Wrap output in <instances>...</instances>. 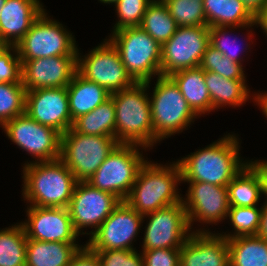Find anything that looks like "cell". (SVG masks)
<instances>
[{
	"mask_svg": "<svg viewBox=\"0 0 267 266\" xmlns=\"http://www.w3.org/2000/svg\"><path fill=\"white\" fill-rule=\"evenodd\" d=\"M239 139L236 134L228 133L205 148L177 160L182 182H206L227 187L249 164L239 156Z\"/></svg>",
	"mask_w": 267,
	"mask_h": 266,
	"instance_id": "cell-1",
	"label": "cell"
},
{
	"mask_svg": "<svg viewBox=\"0 0 267 266\" xmlns=\"http://www.w3.org/2000/svg\"><path fill=\"white\" fill-rule=\"evenodd\" d=\"M248 162L259 174L262 183V194L265 195L264 202H267V160H248Z\"/></svg>",
	"mask_w": 267,
	"mask_h": 266,
	"instance_id": "cell-42",
	"label": "cell"
},
{
	"mask_svg": "<svg viewBox=\"0 0 267 266\" xmlns=\"http://www.w3.org/2000/svg\"><path fill=\"white\" fill-rule=\"evenodd\" d=\"M22 196L29 206L67 208L77 181L60 160L25 162Z\"/></svg>",
	"mask_w": 267,
	"mask_h": 266,
	"instance_id": "cell-3",
	"label": "cell"
},
{
	"mask_svg": "<svg viewBox=\"0 0 267 266\" xmlns=\"http://www.w3.org/2000/svg\"><path fill=\"white\" fill-rule=\"evenodd\" d=\"M27 219L21 224L27 239L43 242L78 243L67 208L27 206Z\"/></svg>",
	"mask_w": 267,
	"mask_h": 266,
	"instance_id": "cell-17",
	"label": "cell"
},
{
	"mask_svg": "<svg viewBox=\"0 0 267 266\" xmlns=\"http://www.w3.org/2000/svg\"><path fill=\"white\" fill-rule=\"evenodd\" d=\"M209 45L208 26L178 27L161 47L160 76L199 67Z\"/></svg>",
	"mask_w": 267,
	"mask_h": 266,
	"instance_id": "cell-12",
	"label": "cell"
},
{
	"mask_svg": "<svg viewBox=\"0 0 267 266\" xmlns=\"http://www.w3.org/2000/svg\"><path fill=\"white\" fill-rule=\"evenodd\" d=\"M141 252L144 266H177L180 262V249H152Z\"/></svg>",
	"mask_w": 267,
	"mask_h": 266,
	"instance_id": "cell-40",
	"label": "cell"
},
{
	"mask_svg": "<svg viewBox=\"0 0 267 266\" xmlns=\"http://www.w3.org/2000/svg\"><path fill=\"white\" fill-rule=\"evenodd\" d=\"M120 202L113 194L96 189L87 182H77L67 207L74 230L79 235L90 236ZM87 227L93 229L89 233L83 232Z\"/></svg>",
	"mask_w": 267,
	"mask_h": 266,
	"instance_id": "cell-15",
	"label": "cell"
},
{
	"mask_svg": "<svg viewBox=\"0 0 267 266\" xmlns=\"http://www.w3.org/2000/svg\"><path fill=\"white\" fill-rule=\"evenodd\" d=\"M107 39L115 46L127 72L136 82L160 76L162 46L141 27L111 32Z\"/></svg>",
	"mask_w": 267,
	"mask_h": 266,
	"instance_id": "cell-5",
	"label": "cell"
},
{
	"mask_svg": "<svg viewBox=\"0 0 267 266\" xmlns=\"http://www.w3.org/2000/svg\"><path fill=\"white\" fill-rule=\"evenodd\" d=\"M82 246L78 243L27 239L25 266H68Z\"/></svg>",
	"mask_w": 267,
	"mask_h": 266,
	"instance_id": "cell-26",
	"label": "cell"
},
{
	"mask_svg": "<svg viewBox=\"0 0 267 266\" xmlns=\"http://www.w3.org/2000/svg\"><path fill=\"white\" fill-rule=\"evenodd\" d=\"M25 113L36 122L51 127L62 135L73 124L67 87L26 91Z\"/></svg>",
	"mask_w": 267,
	"mask_h": 266,
	"instance_id": "cell-18",
	"label": "cell"
},
{
	"mask_svg": "<svg viewBox=\"0 0 267 266\" xmlns=\"http://www.w3.org/2000/svg\"><path fill=\"white\" fill-rule=\"evenodd\" d=\"M247 80L226 79L215 72L205 71V84L211 98V111L221 107H240L251 98Z\"/></svg>",
	"mask_w": 267,
	"mask_h": 266,
	"instance_id": "cell-24",
	"label": "cell"
},
{
	"mask_svg": "<svg viewBox=\"0 0 267 266\" xmlns=\"http://www.w3.org/2000/svg\"><path fill=\"white\" fill-rule=\"evenodd\" d=\"M261 27L267 36V4L255 15V26Z\"/></svg>",
	"mask_w": 267,
	"mask_h": 266,
	"instance_id": "cell-43",
	"label": "cell"
},
{
	"mask_svg": "<svg viewBox=\"0 0 267 266\" xmlns=\"http://www.w3.org/2000/svg\"><path fill=\"white\" fill-rule=\"evenodd\" d=\"M200 68L215 72L226 79L246 80L243 64L234 62L209 45L201 59Z\"/></svg>",
	"mask_w": 267,
	"mask_h": 266,
	"instance_id": "cell-35",
	"label": "cell"
},
{
	"mask_svg": "<svg viewBox=\"0 0 267 266\" xmlns=\"http://www.w3.org/2000/svg\"><path fill=\"white\" fill-rule=\"evenodd\" d=\"M230 266H267V240L257 235L227 239Z\"/></svg>",
	"mask_w": 267,
	"mask_h": 266,
	"instance_id": "cell-28",
	"label": "cell"
},
{
	"mask_svg": "<svg viewBox=\"0 0 267 266\" xmlns=\"http://www.w3.org/2000/svg\"><path fill=\"white\" fill-rule=\"evenodd\" d=\"M146 218L142 251L180 249L193 232L183 202L143 215Z\"/></svg>",
	"mask_w": 267,
	"mask_h": 266,
	"instance_id": "cell-13",
	"label": "cell"
},
{
	"mask_svg": "<svg viewBox=\"0 0 267 266\" xmlns=\"http://www.w3.org/2000/svg\"><path fill=\"white\" fill-rule=\"evenodd\" d=\"M189 184L182 202L187 213L190 229L194 222L219 224L227 219L230 208L228 188L206 182H186Z\"/></svg>",
	"mask_w": 267,
	"mask_h": 266,
	"instance_id": "cell-16",
	"label": "cell"
},
{
	"mask_svg": "<svg viewBox=\"0 0 267 266\" xmlns=\"http://www.w3.org/2000/svg\"><path fill=\"white\" fill-rule=\"evenodd\" d=\"M0 82H21V61L15 46L0 44Z\"/></svg>",
	"mask_w": 267,
	"mask_h": 266,
	"instance_id": "cell-38",
	"label": "cell"
},
{
	"mask_svg": "<svg viewBox=\"0 0 267 266\" xmlns=\"http://www.w3.org/2000/svg\"><path fill=\"white\" fill-rule=\"evenodd\" d=\"M100 1V3H104V4H114L115 2H117L118 0H98Z\"/></svg>",
	"mask_w": 267,
	"mask_h": 266,
	"instance_id": "cell-47",
	"label": "cell"
},
{
	"mask_svg": "<svg viewBox=\"0 0 267 266\" xmlns=\"http://www.w3.org/2000/svg\"><path fill=\"white\" fill-rule=\"evenodd\" d=\"M267 92V91H266ZM264 91V93H256L254 95H252V99L254 100V102L256 103V105H259V108L262 110L264 116L267 118V93Z\"/></svg>",
	"mask_w": 267,
	"mask_h": 266,
	"instance_id": "cell-46",
	"label": "cell"
},
{
	"mask_svg": "<svg viewBox=\"0 0 267 266\" xmlns=\"http://www.w3.org/2000/svg\"><path fill=\"white\" fill-rule=\"evenodd\" d=\"M75 132L85 135L115 137V107L111 98L91 112L73 121Z\"/></svg>",
	"mask_w": 267,
	"mask_h": 266,
	"instance_id": "cell-29",
	"label": "cell"
},
{
	"mask_svg": "<svg viewBox=\"0 0 267 266\" xmlns=\"http://www.w3.org/2000/svg\"><path fill=\"white\" fill-rule=\"evenodd\" d=\"M141 27L161 46L176 32L178 26L163 1L151 2L144 13Z\"/></svg>",
	"mask_w": 267,
	"mask_h": 266,
	"instance_id": "cell-30",
	"label": "cell"
},
{
	"mask_svg": "<svg viewBox=\"0 0 267 266\" xmlns=\"http://www.w3.org/2000/svg\"><path fill=\"white\" fill-rule=\"evenodd\" d=\"M21 61L26 91L67 87L77 72V56H53Z\"/></svg>",
	"mask_w": 267,
	"mask_h": 266,
	"instance_id": "cell-19",
	"label": "cell"
},
{
	"mask_svg": "<svg viewBox=\"0 0 267 266\" xmlns=\"http://www.w3.org/2000/svg\"><path fill=\"white\" fill-rule=\"evenodd\" d=\"M230 207L257 206L262 196V183L257 171L248 164L227 185Z\"/></svg>",
	"mask_w": 267,
	"mask_h": 266,
	"instance_id": "cell-27",
	"label": "cell"
},
{
	"mask_svg": "<svg viewBox=\"0 0 267 266\" xmlns=\"http://www.w3.org/2000/svg\"><path fill=\"white\" fill-rule=\"evenodd\" d=\"M204 228L193 230L180 248L182 266H230L229 246L225 237Z\"/></svg>",
	"mask_w": 267,
	"mask_h": 266,
	"instance_id": "cell-20",
	"label": "cell"
},
{
	"mask_svg": "<svg viewBox=\"0 0 267 266\" xmlns=\"http://www.w3.org/2000/svg\"><path fill=\"white\" fill-rule=\"evenodd\" d=\"M77 50V72L83 78L104 87L110 94L136 83L123 65L117 49L108 39H104L84 56Z\"/></svg>",
	"mask_w": 267,
	"mask_h": 266,
	"instance_id": "cell-10",
	"label": "cell"
},
{
	"mask_svg": "<svg viewBox=\"0 0 267 266\" xmlns=\"http://www.w3.org/2000/svg\"><path fill=\"white\" fill-rule=\"evenodd\" d=\"M2 129L11 142L29 153L35 161H53L60 158L61 134L23 113L7 121Z\"/></svg>",
	"mask_w": 267,
	"mask_h": 266,
	"instance_id": "cell-11",
	"label": "cell"
},
{
	"mask_svg": "<svg viewBox=\"0 0 267 266\" xmlns=\"http://www.w3.org/2000/svg\"><path fill=\"white\" fill-rule=\"evenodd\" d=\"M242 1L254 16L267 4V0H242Z\"/></svg>",
	"mask_w": 267,
	"mask_h": 266,
	"instance_id": "cell-45",
	"label": "cell"
},
{
	"mask_svg": "<svg viewBox=\"0 0 267 266\" xmlns=\"http://www.w3.org/2000/svg\"><path fill=\"white\" fill-rule=\"evenodd\" d=\"M257 236L267 240V202L263 203L260 227H259Z\"/></svg>",
	"mask_w": 267,
	"mask_h": 266,
	"instance_id": "cell-44",
	"label": "cell"
},
{
	"mask_svg": "<svg viewBox=\"0 0 267 266\" xmlns=\"http://www.w3.org/2000/svg\"><path fill=\"white\" fill-rule=\"evenodd\" d=\"M67 93L72 121L110 98V93L104 87L83 78L78 72L67 86Z\"/></svg>",
	"mask_w": 267,
	"mask_h": 266,
	"instance_id": "cell-25",
	"label": "cell"
},
{
	"mask_svg": "<svg viewBox=\"0 0 267 266\" xmlns=\"http://www.w3.org/2000/svg\"><path fill=\"white\" fill-rule=\"evenodd\" d=\"M238 28H244V26H209V43L212 47L219 50L224 56L228 57L230 60L242 64V61H244V57L239 56L241 52V50L239 51V49H242L243 52H246V50L249 49V51L247 52H250L251 44L246 43V46H243L244 48H242L241 46H239V42L237 43V38L232 36L233 40L231 39V33L233 32V30L235 31V29ZM229 30L231 31V33ZM234 45L237 48H235Z\"/></svg>",
	"mask_w": 267,
	"mask_h": 266,
	"instance_id": "cell-36",
	"label": "cell"
},
{
	"mask_svg": "<svg viewBox=\"0 0 267 266\" xmlns=\"http://www.w3.org/2000/svg\"><path fill=\"white\" fill-rule=\"evenodd\" d=\"M101 266H144L142 253L138 250L94 251Z\"/></svg>",
	"mask_w": 267,
	"mask_h": 266,
	"instance_id": "cell-39",
	"label": "cell"
},
{
	"mask_svg": "<svg viewBox=\"0 0 267 266\" xmlns=\"http://www.w3.org/2000/svg\"><path fill=\"white\" fill-rule=\"evenodd\" d=\"M180 183L181 169L177 161L163 165L147 160L140 168L125 202L141 215L154 212L182 202L177 188Z\"/></svg>",
	"mask_w": 267,
	"mask_h": 266,
	"instance_id": "cell-4",
	"label": "cell"
},
{
	"mask_svg": "<svg viewBox=\"0 0 267 266\" xmlns=\"http://www.w3.org/2000/svg\"><path fill=\"white\" fill-rule=\"evenodd\" d=\"M26 245L27 236L21 222L0 229V266H25Z\"/></svg>",
	"mask_w": 267,
	"mask_h": 266,
	"instance_id": "cell-31",
	"label": "cell"
},
{
	"mask_svg": "<svg viewBox=\"0 0 267 266\" xmlns=\"http://www.w3.org/2000/svg\"><path fill=\"white\" fill-rule=\"evenodd\" d=\"M178 86L193 112L198 116L211 112V98L205 84V71L191 68L177 71L169 76Z\"/></svg>",
	"mask_w": 267,
	"mask_h": 266,
	"instance_id": "cell-22",
	"label": "cell"
},
{
	"mask_svg": "<svg viewBox=\"0 0 267 266\" xmlns=\"http://www.w3.org/2000/svg\"><path fill=\"white\" fill-rule=\"evenodd\" d=\"M144 221L143 215L127 202L121 201L109 217L90 235L86 245L92 251L136 250L133 243Z\"/></svg>",
	"mask_w": 267,
	"mask_h": 266,
	"instance_id": "cell-14",
	"label": "cell"
},
{
	"mask_svg": "<svg viewBox=\"0 0 267 266\" xmlns=\"http://www.w3.org/2000/svg\"><path fill=\"white\" fill-rule=\"evenodd\" d=\"M6 0H0V14H1V9H2V6L4 5Z\"/></svg>",
	"mask_w": 267,
	"mask_h": 266,
	"instance_id": "cell-48",
	"label": "cell"
},
{
	"mask_svg": "<svg viewBox=\"0 0 267 266\" xmlns=\"http://www.w3.org/2000/svg\"><path fill=\"white\" fill-rule=\"evenodd\" d=\"M68 266H101L99 257L86 244L72 257Z\"/></svg>",
	"mask_w": 267,
	"mask_h": 266,
	"instance_id": "cell-41",
	"label": "cell"
},
{
	"mask_svg": "<svg viewBox=\"0 0 267 266\" xmlns=\"http://www.w3.org/2000/svg\"><path fill=\"white\" fill-rule=\"evenodd\" d=\"M118 144L115 137L85 135L70 128L61 135L59 159L77 182H87Z\"/></svg>",
	"mask_w": 267,
	"mask_h": 266,
	"instance_id": "cell-8",
	"label": "cell"
},
{
	"mask_svg": "<svg viewBox=\"0 0 267 266\" xmlns=\"http://www.w3.org/2000/svg\"><path fill=\"white\" fill-rule=\"evenodd\" d=\"M140 149L146 151L147 148L135 144H118L87 183L125 201L140 168L147 161Z\"/></svg>",
	"mask_w": 267,
	"mask_h": 266,
	"instance_id": "cell-7",
	"label": "cell"
},
{
	"mask_svg": "<svg viewBox=\"0 0 267 266\" xmlns=\"http://www.w3.org/2000/svg\"><path fill=\"white\" fill-rule=\"evenodd\" d=\"M151 81L136 82L110 94L115 107V138L119 144H135L149 150L160 142L154 135L147 93Z\"/></svg>",
	"mask_w": 267,
	"mask_h": 266,
	"instance_id": "cell-2",
	"label": "cell"
},
{
	"mask_svg": "<svg viewBox=\"0 0 267 266\" xmlns=\"http://www.w3.org/2000/svg\"><path fill=\"white\" fill-rule=\"evenodd\" d=\"M150 3V0H118L115 2L113 5L118 20L112 32L128 27H139Z\"/></svg>",
	"mask_w": 267,
	"mask_h": 266,
	"instance_id": "cell-37",
	"label": "cell"
},
{
	"mask_svg": "<svg viewBox=\"0 0 267 266\" xmlns=\"http://www.w3.org/2000/svg\"><path fill=\"white\" fill-rule=\"evenodd\" d=\"M262 209L263 205L260 208L257 206L230 207L227 220L228 218L230 219L234 232H222L220 235L226 239L257 235L260 227Z\"/></svg>",
	"mask_w": 267,
	"mask_h": 266,
	"instance_id": "cell-32",
	"label": "cell"
},
{
	"mask_svg": "<svg viewBox=\"0 0 267 266\" xmlns=\"http://www.w3.org/2000/svg\"><path fill=\"white\" fill-rule=\"evenodd\" d=\"M207 26H244L255 25V16L242 0H203Z\"/></svg>",
	"mask_w": 267,
	"mask_h": 266,
	"instance_id": "cell-23",
	"label": "cell"
},
{
	"mask_svg": "<svg viewBox=\"0 0 267 266\" xmlns=\"http://www.w3.org/2000/svg\"><path fill=\"white\" fill-rule=\"evenodd\" d=\"M44 12L15 46L20 60L53 56H77L78 45L73 33Z\"/></svg>",
	"mask_w": 267,
	"mask_h": 266,
	"instance_id": "cell-9",
	"label": "cell"
},
{
	"mask_svg": "<svg viewBox=\"0 0 267 266\" xmlns=\"http://www.w3.org/2000/svg\"><path fill=\"white\" fill-rule=\"evenodd\" d=\"M152 92L151 117L159 141L187 130L198 117L169 76H158Z\"/></svg>",
	"mask_w": 267,
	"mask_h": 266,
	"instance_id": "cell-6",
	"label": "cell"
},
{
	"mask_svg": "<svg viewBox=\"0 0 267 266\" xmlns=\"http://www.w3.org/2000/svg\"><path fill=\"white\" fill-rule=\"evenodd\" d=\"M151 2H160L162 0H150Z\"/></svg>",
	"mask_w": 267,
	"mask_h": 266,
	"instance_id": "cell-49",
	"label": "cell"
},
{
	"mask_svg": "<svg viewBox=\"0 0 267 266\" xmlns=\"http://www.w3.org/2000/svg\"><path fill=\"white\" fill-rule=\"evenodd\" d=\"M0 14V44L16 46L44 12L40 0H6Z\"/></svg>",
	"mask_w": 267,
	"mask_h": 266,
	"instance_id": "cell-21",
	"label": "cell"
},
{
	"mask_svg": "<svg viewBox=\"0 0 267 266\" xmlns=\"http://www.w3.org/2000/svg\"><path fill=\"white\" fill-rule=\"evenodd\" d=\"M178 27L207 26L203 0H162Z\"/></svg>",
	"mask_w": 267,
	"mask_h": 266,
	"instance_id": "cell-34",
	"label": "cell"
},
{
	"mask_svg": "<svg viewBox=\"0 0 267 266\" xmlns=\"http://www.w3.org/2000/svg\"><path fill=\"white\" fill-rule=\"evenodd\" d=\"M26 89L23 83L0 82V126L25 113Z\"/></svg>",
	"mask_w": 267,
	"mask_h": 266,
	"instance_id": "cell-33",
	"label": "cell"
}]
</instances>
